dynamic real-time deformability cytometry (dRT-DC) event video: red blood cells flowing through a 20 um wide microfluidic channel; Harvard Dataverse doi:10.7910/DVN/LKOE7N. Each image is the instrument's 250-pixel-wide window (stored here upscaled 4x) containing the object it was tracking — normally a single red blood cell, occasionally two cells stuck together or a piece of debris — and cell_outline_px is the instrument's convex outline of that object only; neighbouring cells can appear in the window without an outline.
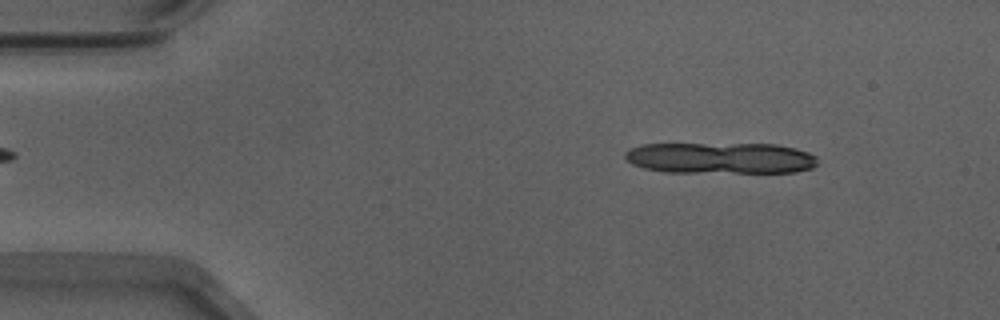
{"species": "Egyptian fruit bat (a non-hibernating species)", "species_latin": "Rousettus aegyptiacus", "temperature_condition": "warm", "stored_images_in_passage": 12, "camera_frame_rate_fps": 3000, "um_per_image_px": 0.085, "animal": {"sex": "male"}, "frame": {"image": 1, "passage_image": 6, "time_ms": 1.667, "image_size_px": [1000, 320], "cell_outline_px": [[820, 164], [812, 168], [796, 172], [664, 172], [644, 168], [632, 164], [624, 156], [624, 152], [628, 148], [640, 144], [776, 144], [796, 148], [808, 152], [816, 156]], "centroid_in_image_um": [61.25, 13.43], "position_along_channel_um": 23.7, "area_um2": 35.37}}